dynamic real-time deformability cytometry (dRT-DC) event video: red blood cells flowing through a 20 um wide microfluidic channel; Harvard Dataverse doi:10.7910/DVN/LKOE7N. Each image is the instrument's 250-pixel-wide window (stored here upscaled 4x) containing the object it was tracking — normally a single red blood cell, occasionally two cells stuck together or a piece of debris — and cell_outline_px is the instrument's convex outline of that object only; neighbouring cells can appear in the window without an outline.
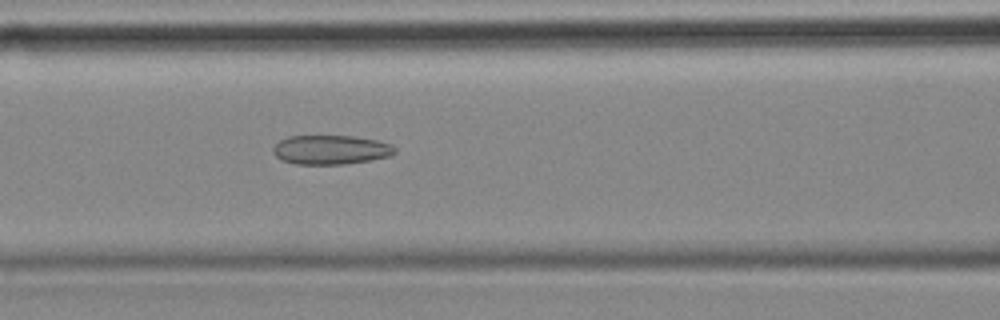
{"species": "common noctule bat (a hibernating species)", "species_latin": "Nyctalus noctula", "temperature_condition": "cold", "stored_images_in_passage": 56, "camera_frame_rate_fps": 3000, "um_per_image_px": 0.085, "animal": {"sex": "female", "body_mass_g": 18.4}, "frame": {"image": 1, "passage_image": 23, "time_ms": 7.333, "image_size_px": [1000, 320], "cell_outline_px": [[396, 152], [388, 156], [368, 160], [344, 164], [296, 164], [280, 160], [272, 152], [272, 148], [280, 140], [288, 136], [356, 136], [376, 140], [392, 144], [396, 148]], "centroid_in_image_um": [28.09, 12.72], "position_along_channel_um": 138.5, "area_um2": 20.75}}
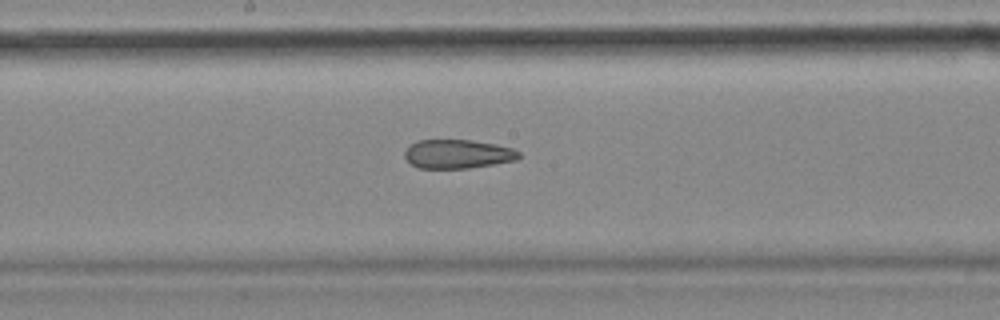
{"frame": {"image": 2, "passage_image": 29, "time_ms": 9.333, "image_size_px": [1000, 320], "cell_outline_px": [[520, 156], [516, 160], [468, 168], [420, 168], [412, 164], [404, 156], [404, 152], [416, 140], [472, 140], [496, 144], [512, 148], [520, 152]], "centroid_in_image_um": [38.91, 13.08], "position_along_channel_um": 209.3, "area_um2": 19.07}}
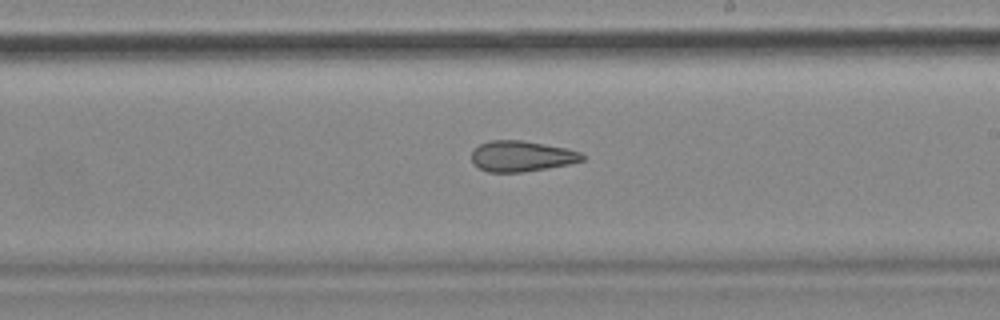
{"frame": {"image": 3, "passage_image": 32, "time_ms": 10.333, "image_size_px": [1000, 320], "cell_outline_px": [[584, 160], [568, 164], [548, 168], [524, 172], [488, 172], [472, 164], [472, 152], [480, 144], [492, 140], [520, 140], [564, 148], [580, 152], [584, 156]], "centroid_in_image_um": [44.31, 13.29], "position_along_channel_um": 244.7, "area_um2": 19.59}, "authors_computed_cell_mechanics": {"area_um2": 22.7154, "velocity_mm_per_s": 3.5564, "shape_relaxation_time_tau1_ms": null, "shape_relaxation_time_tau2_ms": 4.2136, "deformation_change_tau1": null, "deformation_change_tau2": 0.1319}}